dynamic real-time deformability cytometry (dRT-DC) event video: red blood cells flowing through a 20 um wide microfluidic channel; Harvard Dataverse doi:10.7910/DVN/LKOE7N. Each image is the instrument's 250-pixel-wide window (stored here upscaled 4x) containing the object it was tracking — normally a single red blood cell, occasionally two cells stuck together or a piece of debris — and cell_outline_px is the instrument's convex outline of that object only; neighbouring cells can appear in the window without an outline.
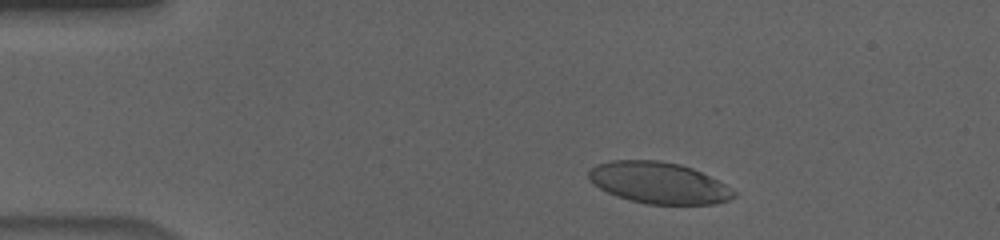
{"species": "human", "species_latin": "Homo sapiens", "temperature_condition": "cold", "stored_images_in_passage": 52, "camera_frame_rate_fps": 3000, "um_per_image_px": 0.085, "donor": {"sex": "male"}, "frame": {"image": 1, "passage_image": 6, "time_ms": 1.667, "image_size_px": [1000, 240], "cell_outline_px": [[736, 196], [728, 200], [716, 204], [644, 204], [628, 200], [616, 196], [592, 184], [588, 176], [588, 172], [596, 164], [612, 160], [660, 160], [680, 164], [692, 168], [724, 184], [736, 192]], "centroid_in_image_um": [55.96, 15.54], "position_along_channel_um": 29.0, "area_um2": 35.03}}
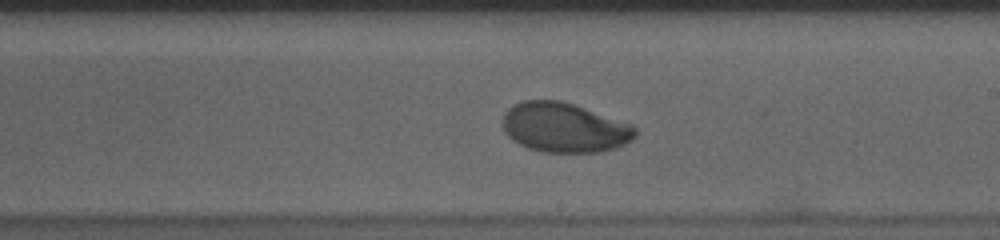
{"frame": {"image": 2, "passage_image": 29, "time_ms": 9.333, "image_size_px": [1000, 240], "cell_outline_px": [[636, 136], [632, 140], [616, 148], [600, 152], [544, 152], [528, 148], [512, 140], [504, 132], [504, 112], [512, 104], [524, 100], [560, 100], [632, 124], [636, 128]], "centroid_in_image_um": [47.96, 10.84], "position_along_channel_um": 241.0, "area_um2": 38.32}}
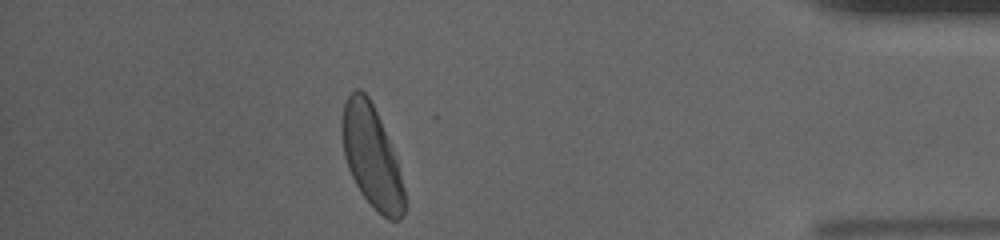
{"frame": {"image": 3, "passage_image": 46, "time_ms": 15.0, "image_size_px": [1000, 240], "cell_outline_px": [[404, 216], [400, 220], [388, 220], [360, 192], [348, 168], [344, 156], [340, 132], [340, 124], [344, 104], [348, 96], [356, 88], [360, 88], [368, 96], [380, 120], [396, 160], [404, 188]], "centroid_in_image_um": [31.55, 13.29], "position_along_channel_um": 403.6, "area_um2": 36.53}, "authors_computed_cell_mechanics": {"area_um2": 38.148, "velocity_mm_per_s": 3.6055, "shape_relaxation_time_tau1_ms": 2.7565, "shape_relaxation_time_tau2_ms": 1.0082, "deformation_change_tau1": 0.1386, "deformation_change_tau2": 0.0373}}